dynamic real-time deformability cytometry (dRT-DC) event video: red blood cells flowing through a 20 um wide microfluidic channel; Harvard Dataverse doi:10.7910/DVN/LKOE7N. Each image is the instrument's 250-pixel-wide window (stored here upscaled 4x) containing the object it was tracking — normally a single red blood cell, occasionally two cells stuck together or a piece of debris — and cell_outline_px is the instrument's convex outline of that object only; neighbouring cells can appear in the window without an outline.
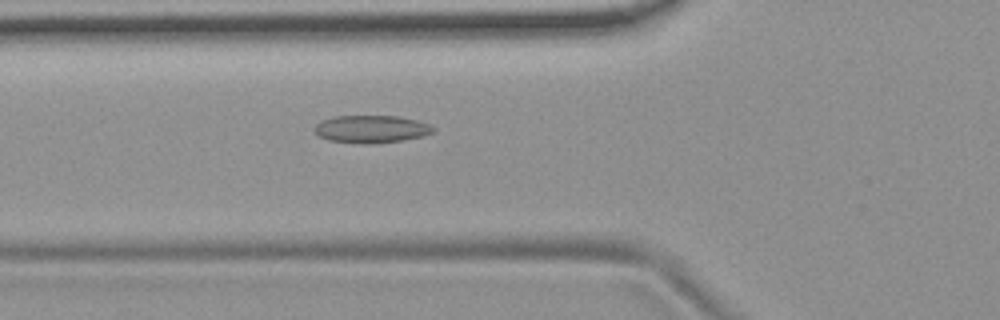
{"species": "common noctule bat (a hibernating species)", "species_latin": "Nyctalus noctula", "temperature_condition": "room temperature", "stored_images_in_passage": 43, "camera_frame_rate_fps": 3000, "um_per_image_px": 0.085, "animal": {"sex": "female", "body_mass_g": 19.9}, "frame": {"image": 1, "passage_image": 8, "time_ms": 2.333, "image_size_px": [1000, 320], "cell_outline_px": [[436, 128], [432, 132], [424, 136], [404, 140], [372, 144], [364, 144], [328, 140], [320, 136], [316, 132], [316, 124], [320, 120], [332, 116], [400, 116], [432, 124]], "centroid_in_image_um": [31.6, 10.97], "position_along_channel_um": 94.2, "area_um2": 19.25}}
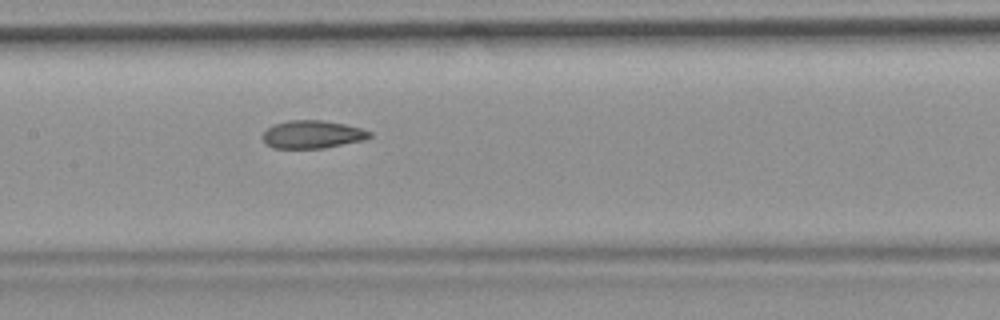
{"frame": {"image": 2, "passage_image": 15, "time_ms": 4.667, "image_size_px": [1000, 320], "cell_outline_px": [[372, 136], [364, 140], [324, 148], [272, 148], [264, 140], [264, 132], [272, 124], [288, 120], [320, 120], [344, 124], [360, 128], [372, 132]], "centroid_in_image_um": [26.57, 11.42], "position_along_channel_um": 180.8, "area_um2": 17.28}}
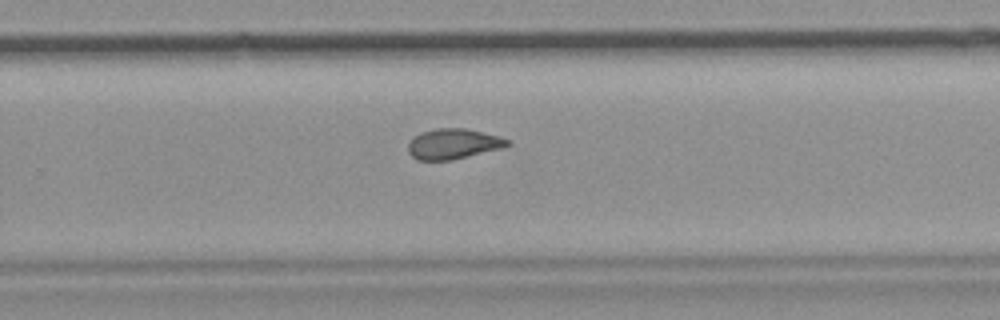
{"frame": {"image": 3, "passage_image": 24, "time_ms": 7.667, "image_size_px": [1000, 320], "cell_outline_px": [[512, 144], [504, 148], [452, 160], [416, 160], [408, 152], [408, 144], [420, 132], [436, 128], [464, 128], [500, 136], [512, 140]], "centroid_in_image_um": [38.58, 12.23], "position_along_channel_um": 291.2, "area_um2": 17.74}, "authors_computed_cell_mechanics": {"area_um2": 18.2648, "velocity_mm_per_s": 3.7003, "shape_relaxation_time_tau1_ms": null, "shape_relaxation_time_tau2_ms": 2.2015, "deformation_change_tau1": null, "deformation_change_tau2": 0.0837}}